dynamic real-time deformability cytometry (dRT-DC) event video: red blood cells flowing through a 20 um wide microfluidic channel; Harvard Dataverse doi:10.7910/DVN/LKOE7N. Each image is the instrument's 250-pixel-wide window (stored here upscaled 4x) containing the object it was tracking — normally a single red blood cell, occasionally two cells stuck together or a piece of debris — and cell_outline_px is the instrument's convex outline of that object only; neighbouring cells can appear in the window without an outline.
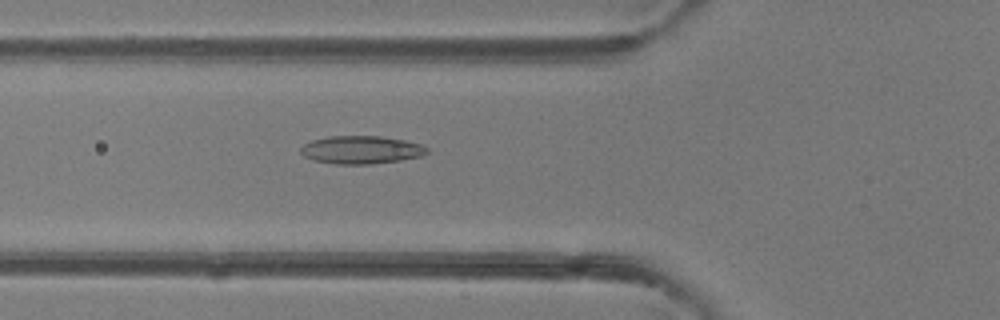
{"species": "common noctule bat (a hibernating species)", "species_latin": "Nyctalus noctula", "temperature_condition": "room temperature", "stored_images_in_passage": 49, "camera_frame_rate_fps": 3000, "um_per_image_px": 0.085, "animal": {"sex": "female"}, "frame": {"image": 1, "passage_image": 18, "time_ms": 5.667, "image_size_px": [1000, 320], "cell_outline_px": [[428, 152], [420, 156], [400, 160], [368, 164], [336, 164], [312, 160], [304, 156], [300, 152], [300, 148], [304, 144], [312, 140], [328, 136], [380, 136], [404, 140], [420, 144], [428, 148]], "centroid_in_image_um": [30.67, 12.73], "position_along_channel_um": 95.1, "area_um2": 20.52}}
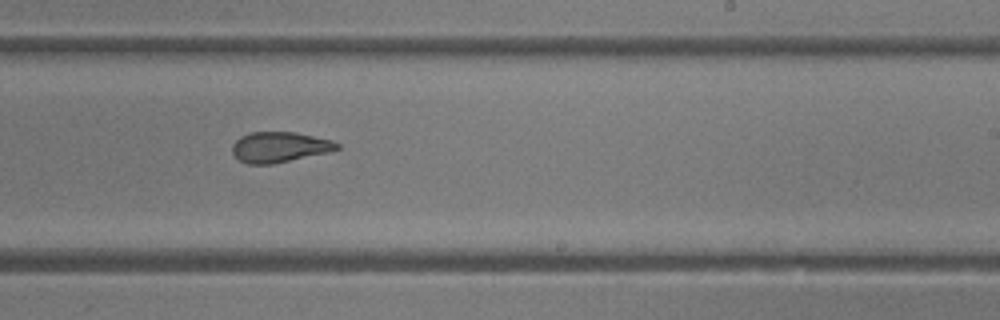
{"frame": {"image": 2, "passage_image": 30, "time_ms": 9.667, "image_size_px": [1000, 320], "cell_outline_px": [[340, 148], [328, 152], [272, 164], [248, 164], [240, 160], [232, 152], [232, 144], [240, 136], [248, 132], [296, 132], [332, 140], [340, 144]], "centroid_in_image_um": [23.75, 12.49], "position_along_channel_um": 265.3, "area_um2": 18.55}}
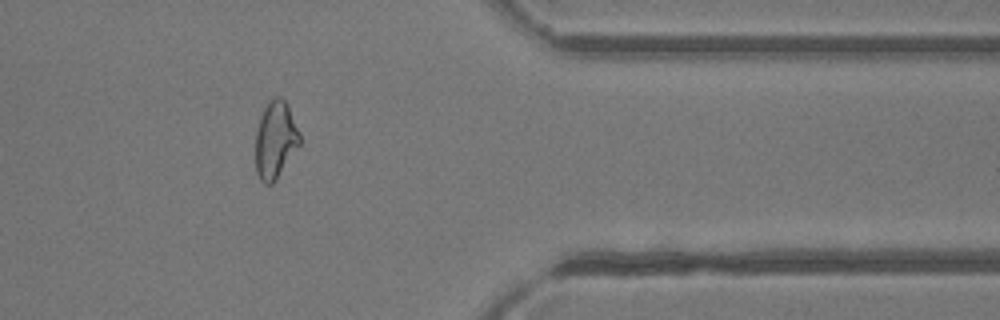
{"frame": {"image": 3, "passage_image": 40, "time_ms": 13.0, "image_size_px": [1000, 320], "cell_outline_px": [[300, 144], [276, 180], [272, 184], [264, 184], [260, 180], [256, 172], [256, 132], [260, 116], [264, 108], [272, 96], [280, 96], [288, 104], [300, 132]], "centroid_in_image_um": [23.41, 11.87], "position_along_channel_um": 388.0, "area_um2": 20.06}, "authors_computed_cell_mechanics": {"area_um2": 20.6346, "velocity_mm_per_s": 4.2419, "shape_relaxation_time_tau1_ms": 7.428, "shape_relaxation_time_tau2_ms": 2.1769, "deformation_change_tau1": 0.1824, "deformation_change_tau2": 0.1014}}